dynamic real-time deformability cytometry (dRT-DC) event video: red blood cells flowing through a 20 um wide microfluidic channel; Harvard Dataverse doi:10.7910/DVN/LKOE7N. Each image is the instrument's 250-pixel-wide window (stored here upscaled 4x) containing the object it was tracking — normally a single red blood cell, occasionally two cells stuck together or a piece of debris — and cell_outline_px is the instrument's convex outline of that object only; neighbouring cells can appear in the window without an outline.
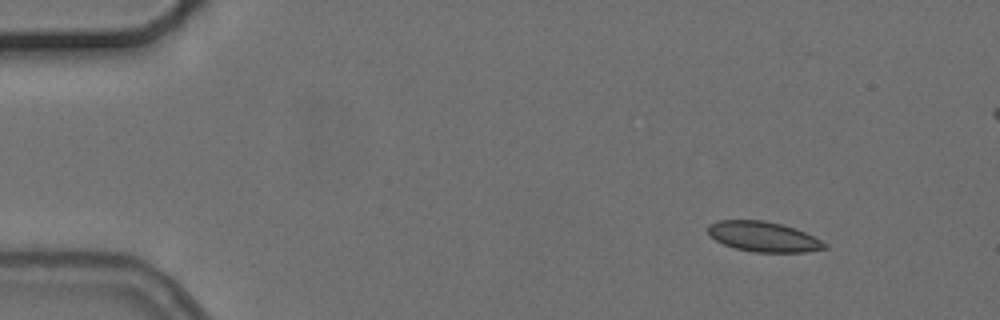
{"species": "common noctule bat (a hibernating species)", "species_latin": "Nyctalus noctula", "temperature_condition": "cold", "stored_images_in_passage": 5, "camera_frame_rate_fps": 3000, "um_per_image_px": 0.085, "animal": {"sex": "female", "body_mass_g": 24.6, "forearm_length_mm": 56.2}, "frame": {"image": 1, "passage_image": 1, "time_ms": 0.0, "image_size_px": [1000, 320], "cell_outline_px": [[828, 248], [804, 252], [756, 252], [736, 248], [724, 244], [716, 240], [708, 232], [708, 224], [716, 220], [764, 220], [796, 228], [828, 244]], "centroid_in_image_um": [64.89, 20.11], "position_along_channel_um": 20.1, "area_um2": 20.35}}
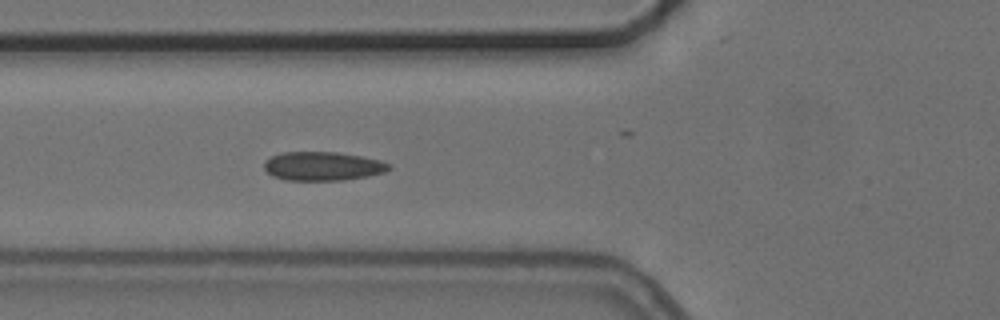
{"frame": {"image": 2, "passage_image": 5, "time_ms": 4.667, "image_size_px": [1000, 320], "cell_outline_px": [[392, 168], [384, 172], [368, 176], [344, 180], [284, 180], [272, 176], [264, 168], [264, 160], [272, 156], [284, 152], [336, 152], [360, 156], [380, 160], [392, 164]], "centroid_in_image_um": [27.44, 14.13], "position_along_channel_um": 98.4, "area_um2": 21.04}}